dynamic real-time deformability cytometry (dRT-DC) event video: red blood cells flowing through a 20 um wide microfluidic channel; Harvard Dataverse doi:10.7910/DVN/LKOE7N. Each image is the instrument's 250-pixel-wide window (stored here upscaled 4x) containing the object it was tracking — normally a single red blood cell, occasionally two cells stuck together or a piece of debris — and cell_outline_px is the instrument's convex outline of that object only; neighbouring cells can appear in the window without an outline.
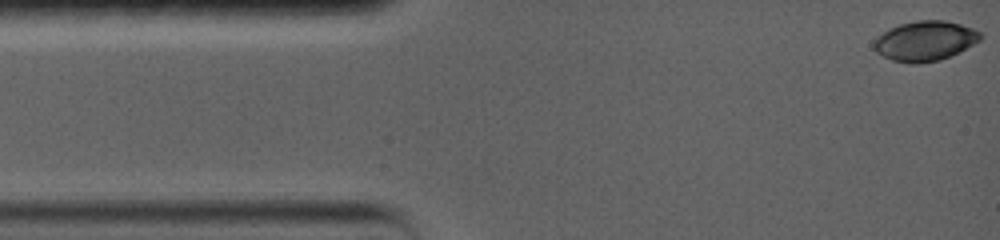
{"species": "common noctule bat (a hibernating species)", "species_latin": "Nyctalus noctula", "temperature_condition": "warm", "stored_images_in_passage": 62, "camera_frame_rate_fps": 5000, "um_per_image_px": 0.085, "animal": {"sex": "female", "body_mass_g": 19.0, "forearm_length_mm": 56.7}, "frame": {"image": 1, "passage_image": 1, "time_ms": 0.0, "image_size_px": [1000, 240], "cell_outline_px": [[984, 36], [980, 40], [940, 60], [916, 64], [912, 64], [892, 60], [876, 52], [872, 48], [872, 44], [876, 36], [888, 28], [900, 24], [916, 20], [944, 20], [960, 24], [972, 28], [980, 32]], "centroid_in_image_um": [78.57, 3.47], "position_along_channel_um": 6.4, "area_um2": 24.74}}
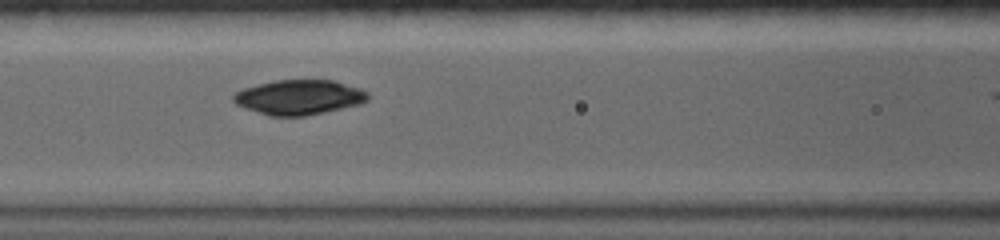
{"frame": {"image": 2, "passage_image": 27, "time_ms": 5.8, "image_size_px": [1000, 240], "cell_outline_px": [[368, 100], [360, 104], [324, 112], [304, 116], [268, 116], [236, 104], [232, 100], [232, 96], [236, 92], [244, 88], [276, 80], [332, 80], [360, 88], [368, 92]], "centroid_in_image_um": [25.42, 8.27], "position_along_channel_um": 141.2, "area_um2": 27.11}}
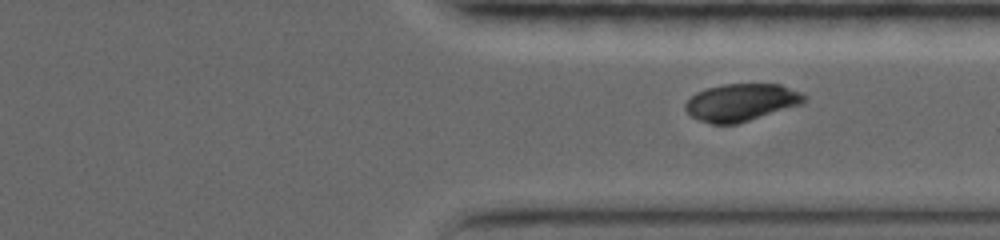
{"frame": {"image": 3, "passage_image": 53, "time_ms": 11.4, "image_size_px": [1000, 240], "cell_outline_px": [[808, 100], [804, 104], [736, 124], [712, 124], [700, 120], [692, 116], [684, 108], [684, 104], [696, 92], [708, 88], [724, 84], [780, 84], [800, 92], [808, 96]], "centroid_in_image_um": [63.06, 8.7], "position_along_channel_um": 348.3, "area_um2": 25.95}}